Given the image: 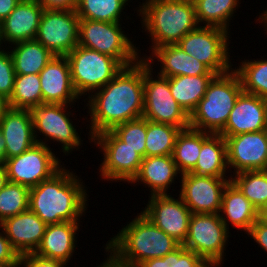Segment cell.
<instances>
[{
	"label": "cell",
	"instance_id": "obj_1",
	"mask_svg": "<svg viewBox=\"0 0 267 267\" xmlns=\"http://www.w3.org/2000/svg\"><path fill=\"white\" fill-rule=\"evenodd\" d=\"M87 98L91 138L118 124L143 117V59L123 67L111 81Z\"/></svg>",
	"mask_w": 267,
	"mask_h": 267
},
{
	"label": "cell",
	"instance_id": "obj_2",
	"mask_svg": "<svg viewBox=\"0 0 267 267\" xmlns=\"http://www.w3.org/2000/svg\"><path fill=\"white\" fill-rule=\"evenodd\" d=\"M83 181L61 167L50 178L30 188L29 209L45 224L80 222L88 207Z\"/></svg>",
	"mask_w": 267,
	"mask_h": 267
},
{
	"label": "cell",
	"instance_id": "obj_3",
	"mask_svg": "<svg viewBox=\"0 0 267 267\" xmlns=\"http://www.w3.org/2000/svg\"><path fill=\"white\" fill-rule=\"evenodd\" d=\"M142 29L149 32L152 51L156 47L177 44L184 35L200 25L195 5L177 0H146L139 5Z\"/></svg>",
	"mask_w": 267,
	"mask_h": 267
},
{
	"label": "cell",
	"instance_id": "obj_4",
	"mask_svg": "<svg viewBox=\"0 0 267 267\" xmlns=\"http://www.w3.org/2000/svg\"><path fill=\"white\" fill-rule=\"evenodd\" d=\"M106 244L122 259L133 263L163 258L181 245L141 212Z\"/></svg>",
	"mask_w": 267,
	"mask_h": 267
},
{
	"label": "cell",
	"instance_id": "obj_5",
	"mask_svg": "<svg viewBox=\"0 0 267 267\" xmlns=\"http://www.w3.org/2000/svg\"><path fill=\"white\" fill-rule=\"evenodd\" d=\"M243 91L238 74L231 71L216 75L204 97L189 116V127L210 134H219L225 127L234 104Z\"/></svg>",
	"mask_w": 267,
	"mask_h": 267
},
{
	"label": "cell",
	"instance_id": "obj_6",
	"mask_svg": "<svg viewBox=\"0 0 267 267\" xmlns=\"http://www.w3.org/2000/svg\"><path fill=\"white\" fill-rule=\"evenodd\" d=\"M121 25L80 19L78 45L115 58L123 67L131 66L141 59V50L134 46Z\"/></svg>",
	"mask_w": 267,
	"mask_h": 267
},
{
	"label": "cell",
	"instance_id": "obj_7",
	"mask_svg": "<svg viewBox=\"0 0 267 267\" xmlns=\"http://www.w3.org/2000/svg\"><path fill=\"white\" fill-rule=\"evenodd\" d=\"M66 57L74 89L80 98L101 89L123 68L115 58L79 45Z\"/></svg>",
	"mask_w": 267,
	"mask_h": 267
},
{
	"label": "cell",
	"instance_id": "obj_8",
	"mask_svg": "<svg viewBox=\"0 0 267 267\" xmlns=\"http://www.w3.org/2000/svg\"><path fill=\"white\" fill-rule=\"evenodd\" d=\"M229 233L219 214L192 213L188 235L182 245L211 267H219L225 258Z\"/></svg>",
	"mask_w": 267,
	"mask_h": 267
},
{
	"label": "cell",
	"instance_id": "obj_9",
	"mask_svg": "<svg viewBox=\"0 0 267 267\" xmlns=\"http://www.w3.org/2000/svg\"><path fill=\"white\" fill-rule=\"evenodd\" d=\"M152 73L153 65H148L143 60V117L152 122L171 124L182 130L189 128V115L172 96L169 78L159 74L157 78H153Z\"/></svg>",
	"mask_w": 267,
	"mask_h": 267
},
{
	"label": "cell",
	"instance_id": "obj_10",
	"mask_svg": "<svg viewBox=\"0 0 267 267\" xmlns=\"http://www.w3.org/2000/svg\"><path fill=\"white\" fill-rule=\"evenodd\" d=\"M230 31L217 27L199 26L188 32L177 43L184 52L204 63L217 75L231 71L230 62Z\"/></svg>",
	"mask_w": 267,
	"mask_h": 267
},
{
	"label": "cell",
	"instance_id": "obj_11",
	"mask_svg": "<svg viewBox=\"0 0 267 267\" xmlns=\"http://www.w3.org/2000/svg\"><path fill=\"white\" fill-rule=\"evenodd\" d=\"M71 105L42 103L30 110L36 143L47 145L48 140L57 141L60 145L62 144L61 150L65 155L72 154L71 151L74 149H80L79 146H81L83 140L79 137L80 135L76 131L77 128L73 125V121L69 118L70 115L73 116V113L66 111ZM39 135L45 136V141Z\"/></svg>",
	"mask_w": 267,
	"mask_h": 267
},
{
	"label": "cell",
	"instance_id": "obj_12",
	"mask_svg": "<svg viewBox=\"0 0 267 267\" xmlns=\"http://www.w3.org/2000/svg\"><path fill=\"white\" fill-rule=\"evenodd\" d=\"M98 149L103 152V162L99 173L105 180L127 181L130 183L137 175L143 157L122 141L112 130L102 131L92 138Z\"/></svg>",
	"mask_w": 267,
	"mask_h": 267
},
{
	"label": "cell",
	"instance_id": "obj_13",
	"mask_svg": "<svg viewBox=\"0 0 267 267\" xmlns=\"http://www.w3.org/2000/svg\"><path fill=\"white\" fill-rule=\"evenodd\" d=\"M61 162L48 145L35 143L19 156L6 159L4 164L8 181L32 188L56 173Z\"/></svg>",
	"mask_w": 267,
	"mask_h": 267
},
{
	"label": "cell",
	"instance_id": "obj_14",
	"mask_svg": "<svg viewBox=\"0 0 267 267\" xmlns=\"http://www.w3.org/2000/svg\"><path fill=\"white\" fill-rule=\"evenodd\" d=\"M79 22L75 10L44 9L35 40L54 56H66L78 45Z\"/></svg>",
	"mask_w": 267,
	"mask_h": 267
},
{
	"label": "cell",
	"instance_id": "obj_15",
	"mask_svg": "<svg viewBox=\"0 0 267 267\" xmlns=\"http://www.w3.org/2000/svg\"><path fill=\"white\" fill-rule=\"evenodd\" d=\"M179 196L191 213L219 214L222 195L230 177H212L194 173L181 174Z\"/></svg>",
	"mask_w": 267,
	"mask_h": 267
},
{
	"label": "cell",
	"instance_id": "obj_16",
	"mask_svg": "<svg viewBox=\"0 0 267 267\" xmlns=\"http://www.w3.org/2000/svg\"><path fill=\"white\" fill-rule=\"evenodd\" d=\"M169 194L152 195L141 213L182 245L188 235L192 213L180 196L175 199Z\"/></svg>",
	"mask_w": 267,
	"mask_h": 267
},
{
	"label": "cell",
	"instance_id": "obj_17",
	"mask_svg": "<svg viewBox=\"0 0 267 267\" xmlns=\"http://www.w3.org/2000/svg\"><path fill=\"white\" fill-rule=\"evenodd\" d=\"M223 137L226 141L227 166L234 169L233 174L267 170L265 130Z\"/></svg>",
	"mask_w": 267,
	"mask_h": 267
},
{
	"label": "cell",
	"instance_id": "obj_18",
	"mask_svg": "<svg viewBox=\"0 0 267 267\" xmlns=\"http://www.w3.org/2000/svg\"><path fill=\"white\" fill-rule=\"evenodd\" d=\"M267 128V100L242 91L230 112L222 136L257 132Z\"/></svg>",
	"mask_w": 267,
	"mask_h": 267
},
{
	"label": "cell",
	"instance_id": "obj_19",
	"mask_svg": "<svg viewBox=\"0 0 267 267\" xmlns=\"http://www.w3.org/2000/svg\"><path fill=\"white\" fill-rule=\"evenodd\" d=\"M39 75L42 103L73 104L80 98L74 89L66 56H54Z\"/></svg>",
	"mask_w": 267,
	"mask_h": 267
},
{
	"label": "cell",
	"instance_id": "obj_20",
	"mask_svg": "<svg viewBox=\"0 0 267 267\" xmlns=\"http://www.w3.org/2000/svg\"><path fill=\"white\" fill-rule=\"evenodd\" d=\"M43 11L38 0H21L0 23L2 42L13 45L35 40Z\"/></svg>",
	"mask_w": 267,
	"mask_h": 267
},
{
	"label": "cell",
	"instance_id": "obj_21",
	"mask_svg": "<svg viewBox=\"0 0 267 267\" xmlns=\"http://www.w3.org/2000/svg\"><path fill=\"white\" fill-rule=\"evenodd\" d=\"M0 226L18 254L34 253L39 247L47 224L30 209L4 219Z\"/></svg>",
	"mask_w": 267,
	"mask_h": 267
},
{
	"label": "cell",
	"instance_id": "obj_22",
	"mask_svg": "<svg viewBox=\"0 0 267 267\" xmlns=\"http://www.w3.org/2000/svg\"><path fill=\"white\" fill-rule=\"evenodd\" d=\"M6 159L19 156L36 143L32 113L28 109L9 108L0 119Z\"/></svg>",
	"mask_w": 267,
	"mask_h": 267
},
{
	"label": "cell",
	"instance_id": "obj_23",
	"mask_svg": "<svg viewBox=\"0 0 267 267\" xmlns=\"http://www.w3.org/2000/svg\"><path fill=\"white\" fill-rule=\"evenodd\" d=\"M151 54L148 57L144 55L141 59L145 60L148 65H154L153 60L157 59L161 63V70L158 74L164 77L217 75L204 63L184 52L177 44L156 47Z\"/></svg>",
	"mask_w": 267,
	"mask_h": 267
},
{
	"label": "cell",
	"instance_id": "obj_24",
	"mask_svg": "<svg viewBox=\"0 0 267 267\" xmlns=\"http://www.w3.org/2000/svg\"><path fill=\"white\" fill-rule=\"evenodd\" d=\"M79 224L62 222L47 225L42 241L34 253L43 258L69 263L76 249L75 235L79 230Z\"/></svg>",
	"mask_w": 267,
	"mask_h": 267
},
{
	"label": "cell",
	"instance_id": "obj_25",
	"mask_svg": "<svg viewBox=\"0 0 267 267\" xmlns=\"http://www.w3.org/2000/svg\"><path fill=\"white\" fill-rule=\"evenodd\" d=\"M179 173V174H178ZM181 176L172 155L144 157L137 175L130 184L142 183L150 188L149 195L167 194L176 177ZM175 179V180H174ZM141 181V182H139Z\"/></svg>",
	"mask_w": 267,
	"mask_h": 267
},
{
	"label": "cell",
	"instance_id": "obj_26",
	"mask_svg": "<svg viewBox=\"0 0 267 267\" xmlns=\"http://www.w3.org/2000/svg\"><path fill=\"white\" fill-rule=\"evenodd\" d=\"M219 216L229 230V222L233 228L248 233L258 220V211L243 195L240 189L230 181L223 192Z\"/></svg>",
	"mask_w": 267,
	"mask_h": 267
},
{
	"label": "cell",
	"instance_id": "obj_27",
	"mask_svg": "<svg viewBox=\"0 0 267 267\" xmlns=\"http://www.w3.org/2000/svg\"><path fill=\"white\" fill-rule=\"evenodd\" d=\"M227 170V171H226ZM226 141L220 134L202 131V146L195 167L190 171L197 175L228 177Z\"/></svg>",
	"mask_w": 267,
	"mask_h": 267
},
{
	"label": "cell",
	"instance_id": "obj_28",
	"mask_svg": "<svg viewBox=\"0 0 267 267\" xmlns=\"http://www.w3.org/2000/svg\"><path fill=\"white\" fill-rule=\"evenodd\" d=\"M216 75L173 76L169 78V87L176 102L190 116L199 101L204 97L209 83Z\"/></svg>",
	"mask_w": 267,
	"mask_h": 267
},
{
	"label": "cell",
	"instance_id": "obj_29",
	"mask_svg": "<svg viewBox=\"0 0 267 267\" xmlns=\"http://www.w3.org/2000/svg\"><path fill=\"white\" fill-rule=\"evenodd\" d=\"M15 74H39L54 55L37 40L13 44L10 50Z\"/></svg>",
	"mask_w": 267,
	"mask_h": 267
},
{
	"label": "cell",
	"instance_id": "obj_30",
	"mask_svg": "<svg viewBox=\"0 0 267 267\" xmlns=\"http://www.w3.org/2000/svg\"><path fill=\"white\" fill-rule=\"evenodd\" d=\"M202 146V131L187 128L178 134L173 160L180 174L190 172L196 165Z\"/></svg>",
	"mask_w": 267,
	"mask_h": 267
},
{
	"label": "cell",
	"instance_id": "obj_31",
	"mask_svg": "<svg viewBox=\"0 0 267 267\" xmlns=\"http://www.w3.org/2000/svg\"><path fill=\"white\" fill-rule=\"evenodd\" d=\"M240 0H200L195 4L199 25L229 30V22L233 17Z\"/></svg>",
	"mask_w": 267,
	"mask_h": 267
},
{
	"label": "cell",
	"instance_id": "obj_32",
	"mask_svg": "<svg viewBox=\"0 0 267 267\" xmlns=\"http://www.w3.org/2000/svg\"><path fill=\"white\" fill-rule=\"evenodd\" d=\"M181 128L146 119L145 157L172 155Z\"/></svg>",
	"mask_w": 267,
	"mask_h": 267
},
{
	"label": "cell",
	"instance_id": "obj_33",
	"mask_svg": "<svg viewBox=\"0 0 267 267\" xmlns=\"http://www.w3.org/2000/svg\"><path fill=\"white\" fill-rule=\"evenodd\" d=\"M9 106L15 109H28L42 104V91L39 74H16L14 89L8 99Z\"/></svg>",
	"mask_w": 267,
	"mask_h": 267
},
{
	"label": "cell",
	"instance_id": "obj_34",
	"mask_svg": "<svg viewBox=\"0 0 267 267\" xmlns=\"http://www.w3.org/2000/svg\"><path fill=\"white\" fill-rule=\"evenodd\" d=\"M130 0H77L76 13L80 19L120 22L122 12ZM121 19V20H120Z\"/></svg>",
	"mask_w": 267,
	"mask_h": 267
},
{
	"label": "cell",
	"instance_id": "obj_35",
	"mask_svg": "<svg viewBox=\"0 0 267 267\" xmlns=\"http://www.w3.org/2000/svg\"><path fill=\"white\" fill-rule=\"evenodd\" d=\"M231 181L257 211L267 203V170L239 172L231 176Z\"/></svg>",
	"mask_w": 267,
	"mask_h": 267
},
{
	"label": "cell",
	"instance_id": "obj_36",
	"mask_svg": "<svg viewBox=\"0 0 267 267\" xmlns=\"http://www.w3.org/2000/svg\"><path fill=\"white\" fill-rule=\"evenodd\" d=\"M236 69L244 92L267 100V59L245 60Z\"/></svg>",
	"mask_w": 267,
	"mask_h": 267
},
{
	"label": "cell",
	"instance_id": "obj_37",
	"mask_svg": "<svg viewBox=\"0 0 267 267\" xmlns=\"http://www.w3.org/2000/svg\"><path fill=\"white\" fill-rule=\"evenodd\" d=\"M30 188L8 181L0 190V223L29 209Z\"/></svg>",
	"mask_w": 267,
	"mask_h": 267
},
{
	"label": "cell",
	"instance_id": "obj_38",
	"mask_svg": "<svg viewBox=\"0 0 267 267\" xmlns=\"http://www.w3.org/2000/svg\"><path fill=\"white\" fill-rule=\"evenodd\" d=\"M142 267H211L200 256L180 245L163 258H152L140 263Z\"/></svg>",
	"mask_w": 267,
	"mask_h": 267
},
{
	"label": "cell",
	"instance_id": "obj_39",
	"mask_svg": "<svg viewBox=\"0 0 267 267\" xmlns=\"http://www.w3.org/2000/svg\"><path fill=\"white\" fill-rule=\"evenodd\" d=\"M112 131L143 158L145 157L146 118L141 117L118 124Z\"/></svg>",
	"mask_w": 267,
	"mask_h": 267
},
{
	"label": "cell",
	"instance_id": "obj_40",
	"mask_svg": "<svg viewBox=\"0 0 267 267\" xmlns=\"http://www.w3.org/2000/svg\"><path fill=\"white\" fill-rule=\"evenodd\" d=\"M15 75L13 59L9 50L0 49V93L7 99L13 93Z\"/></svg>",
	"mask_w": 267,
	"mask_h": 267
},
{
	"label": "cell",
	"instance_id": "obj_41",
	"mask_svg": "<svg viewBox=\"0 0 267 267\" xmlns=\"http://www.w3.org/2000/svg\"><path fill=\"white\" fill-rule=\"evenodd\" d=\"M0 228V265H20V255Z\"/></svg>",
	"mask_w": 267,
	"mask_h": 267
},
{
	"label": "cell",
	"instance_id": "obj_42",
	"mask_svg": "<svg viewBox=\"0 0 267 267\" xmlns=\"http://www.w3.org/2000/svg\"><path fill=\"white\" fill-rule=\"evenodd\" d=\"M61 261L47 259L36 255L35 253H27L20 256V266L22 267H66Z\"/></svg>",
	"mask_w": 267,
	"mask_h": 267
},
{
	"label": "cell",
	"instance_id": "obj_43",
	"mask_svg": "<svg viewBox=\"0 0 267 267\" xmlns=\"http://www.w3.org/2000/svg\"><path fill=\"white\" fill-rule=\"evenodd\" d=\"M254 241L259 244L264 252H267V225L262 223L259 219L251 226L250 231L247 233Z\"/></svg>",
	"mask_w": 267,
	"mask_h": 267
},
{
	"label": "cell",
	"instance_id": "obj_44",
	"mask_svg": "<svg viewBox=\"0 0 267 267\" xmlns=\"http://www.w3.org/2000/svg\"><path fill=\"white\" fill-rule=\"evenodd\" d=\"M44 9L76 10L77 0H38Z\"/></svg>",
	"mask_w": 267,
	"mask_h": 267
},
{
	"label": "cell",
	"instance_id": "obj_45",
	"mask_svg": "<svg viewBox=\"0 0 267 267\" xmlns=\"http://www.w3.org/2000/svg\"><path fill=\"white\" fill-rule=\"evenodd\" d=\"M21 0H0V23L11 13Z\"/></svg>",
	"mask_w": 267,
	"mask_h": 267
},
{
	"label": "cell",
	"instance_id": "obj_46",
	"mask_svg": "<svg viewBox=\"0 0 267 267\" xmlns=\"http://www.w3.org/2000/svg\"><path fill=\"white\" fill-rule=\"evenodd\" d=\"M104 249H105V252H108V254L106 255L110 256L120 267H142L140 263H133V262L122 259L107 244Z\"/></svg>",
	"mask_w": 267,
	"mask_h": 267
},
{
	"label": "cell",
	"instance_id": "obj_47",
	"mask_svg": "<svg viewBox=\"0 0 267 267\" xmlns=\"http://www.w3.org/2000/svg\"><path fill=\"white\" fill-rule=\"evenodd\" d=\"M10 108L8 99L0 93V119L4 116L5 112Z\"/></svg>",
	"mask_w": 267,
	"mask_h": 267
},
{
	"label": "cell",
	"instance_id": "obj_48",
	"mask_svg": "<svg viewBox=\"0 0 267 267\" xmlns=\"http://www.w3.org/2000/svg\"><path fill=\"white\" fill-rule=\"evenodd\" d=\"M8 182L6 167L4 163H0V190L6 185Z\"/></svg>",
	"mask_w": 267,
	"mask_h": 267
},
{
	"label": "cell",
	"instance_id": "obj_49",
	"mask_svg": "<svg viewBox=\"0 0 267 267\" xmlns=\"http://www.w3.org/2000/svg\"><path fill=\"white\" fill-rule=\"evenodd\" d=\"M5 160V141L0 130V163H4Z\"/></svg>",
	"mask_w": 267,
	"mask_h": 267
},
{
	"label": "cell",
	"instance_id": "obj_50",
	"mask_svg": "<svg viewBox=\"0 0 267 267\" xmlns=\"http://www.w3.org/2000/svg\"><path fill=\"white\" fill-rule=\"evenodd\" d=\"M258 219L267 225V203L258 211Z\"/></svg>",
	"mask_w": 267,
	"mask_h": 267
},
{
	"label": "cell",
	"instance_id": "obj_51",
	"mask_svg": "<svg viewBox=\"0 0 267 267\" xmlns=\"http://www.w3.org/2000/svg\"><path fill=\"white\" fill-rule=\"evenodd\" d=\"M262 15H260L259 17H258V19H256L257 21L256 22H258L259 21V23H264L263 25H264V28H265V30L264 31H266L267 30V9L263 12V13H261ZM267 33V31L265 32V34Z\"/></svg>",
	"mask_w": 267,
	"mask_h": 267
},
{
	"label": "cell",
	"instance_id": "obj_52",
	"mask_svg": "<svg viewBox=\"0 0 267 267\" xmlns=\"http://www.w3.org/2000/svg\"><path fill=\"white\" fill-rule=\"evenodd\" d=\"M106 267H120L110 256L106 258Z\"/></svg>",
	"mask_w": 267,
	"mask_h": 267
},
{
	"label": "cell",
	"instance_id": "obj_53",
	"mask_svg": "<svg viewBox=\"0 0 267 267\" xmlns=\"http://www.w3.org/2000/svg\"><path fill=\"white\" fill-rule=\"evenodd\" d=\"M177 1L186 2V3H190V4L195 5L200 0H177Z\"/></svg>",
	"mask_w": 267,
	"mask_h": 267
},
{
	"label": "cell",
	"instance_id": "obj_54",
	"mask_svg": "<svg viewBox=\"0 0 267 267\" xmlns=\"http://www.w3.org/2000/svg\"><path fill=\"white\" fill-rule=\"evenodd\" d=\"M0 267H20V265H0Z\"/></svg>",
	"mask_w": 267,
	"mask_h": 267
},
{
	"label": "cell",
	"instance_id": "obj_55",
	"mask_svg": "<svg viewBox=\"0 0 267 267\" xmlns=\"http://www.w3.org/2000/svg\"><path fill=\"white\" fill-rule=\"evenodd\" d=\"M97 267H106V259L102 262L101 265H98Z\"/></svg>",
	"mask_w": 267,
	"mask_h": 267
},
{
	"label": "cell",
	"instance_id": "obj_56",
	"mask_svg": "<svg viewBox=\"0 0 267 267\" xmlns=\"http://www.w3.org/2000/svg\"><path fill=\"white\" fill-rule=\"evenodd\" d=\"M1 44H3V42H2V39H1V28H0V49H1V47L3 46V45H1Z\"/></svg>",
	"mask_w": 267,
	"mask_h": 267
}]
</instances>
